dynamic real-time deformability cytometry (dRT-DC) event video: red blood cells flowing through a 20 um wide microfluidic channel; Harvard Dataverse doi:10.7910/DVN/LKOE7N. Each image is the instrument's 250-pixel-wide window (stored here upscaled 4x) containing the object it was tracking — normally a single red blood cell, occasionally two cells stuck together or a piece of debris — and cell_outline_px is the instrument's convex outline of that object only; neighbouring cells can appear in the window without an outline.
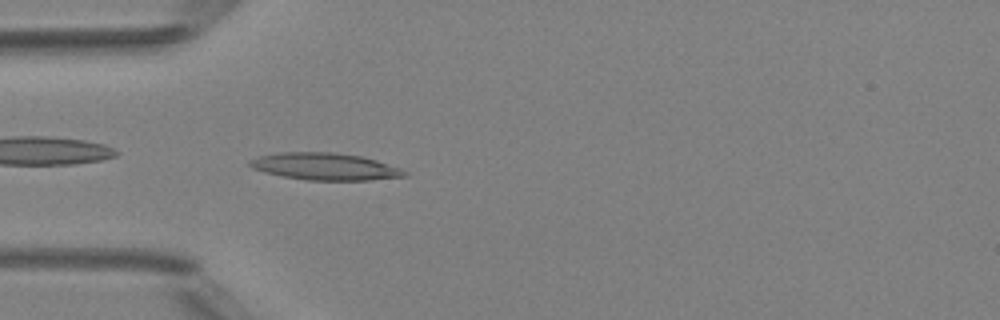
{"species": "Egyptian fruit bat (a non-hibernating species)", "species_latin": "Rousettus aegyptiacus", "temperature_condition": "room temperature", "stored_images_in_passage": 36, "camera_frame_rate_fps": 3000, "um_per_image_px": 0.085, "animal": {"sex": "female"}, "frame": {"image": 1, "passage_image": 2, "time_ms": 0.333, "image_size_px": [1000, 320], "cell_outline_px": [[408, 176], [368, 180], [308, 180], [284, 176], [264, 172], [252, 168], [248, 164], [248, 160], [260, 156], [280, 152], [332, 152], [360, 156], [376, 160], [400, 168], [408, 172]], "centroid_in_image_um": [27.62, 14.15], "position_along_channel_um": 57.4, "area_um2": 24.28}}
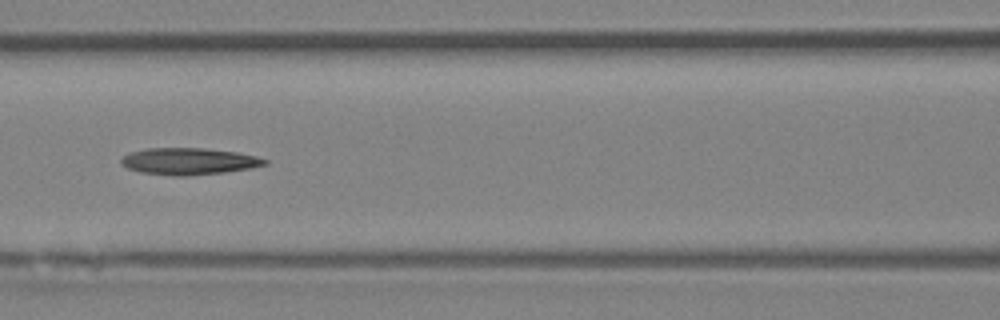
{"frame": {"image": 2, "passage_image": 9, "time_ms": 2.667, "image_size_px": [1000, 320], "cell_outline_px": [[268, 164], [252, 168], [224, 172], [188, 176], [172, 176], [140, 172], [128, 168], [120, 164], [120, 160], [128, 152], [148, 148], [204, 148], [236, 152], [256, 156], [268, 160]], "centroid_in_image_um": [16.04, 13.71], "position_along_channel_um": 150.6, "area_um2": 22.54}}
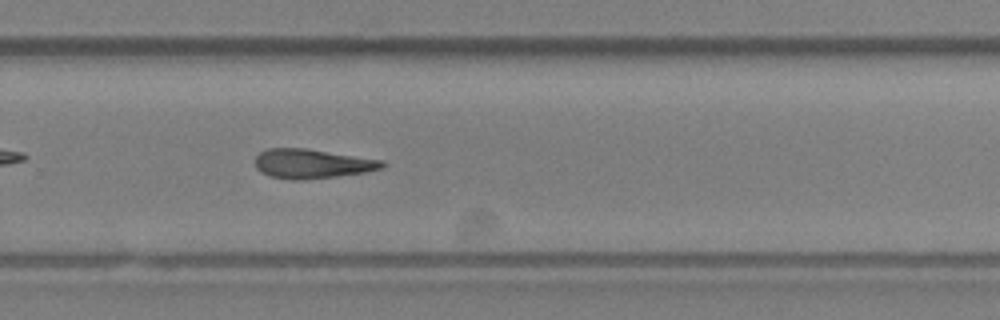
{"frame": {"image": 3, "passage_image": 20, "time_ms": 6.333, "image_size_px": [1000, 320], "cell_outline_px": [[388, 164], [384, 168], [368, 172], [336, 176], [300, 180], [288, 180], [268, 176], [260, 172], [256, 168], [256, 156], [260, 152], [268, 148], [304, 148], [384, 160]], "centroid_in_image_um": [26.55, 13.92], "position_along_channel_um": 303.3, "area_um2": 21.96}, "authors_computed_cell_mechanics": {"area_um2": 21.8773, "velocity_mm_per_s": 4.1862, "shape_relaxation_time_tau1_ms": 10.505, "shape_relaxation_time_tau2_ms": null, "deformation_change_tau1": 0.2306, "deformation_change_tau2": null}}